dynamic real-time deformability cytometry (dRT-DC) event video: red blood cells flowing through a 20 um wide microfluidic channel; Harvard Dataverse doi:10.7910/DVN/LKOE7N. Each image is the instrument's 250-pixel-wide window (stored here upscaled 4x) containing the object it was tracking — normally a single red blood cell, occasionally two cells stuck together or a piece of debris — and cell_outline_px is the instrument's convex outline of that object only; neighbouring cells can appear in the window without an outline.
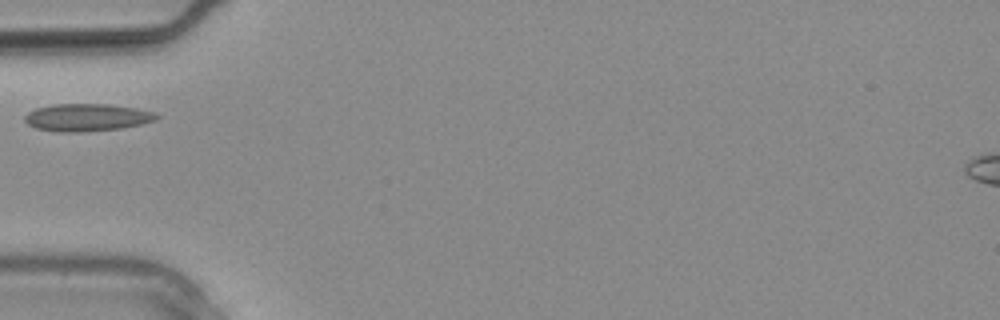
{"species": "common noctule bat (a hibernating species)", "species_latin": "Nyctalus noctula", "temperature_condition": "warm", "stored_images_in_passage": 17, "camera_frame_rate_fps": 3000, "um_per_image_px": 0.085, "animal": {"sex": "male", "body_mass_g": 20.4}, "frame": {"image": 1, "passage_image": 1, "time_ms": 0.0, "image_size_px": [1000, 320], "cell_outline_px": [[160, 116], [156, 120], [140, 124], [120, 128], [80, 132], [60, 132], [36, 128], [28, 124], [24, 120], [24, 116], [28, 112], [36, 108], [52, 104], [108, 104], [136, 108], [156, 112]], "centroid_in_image_um": [7.39, 9.97], "position_along_channel_um": 77.6, "area_um2": 21.1}}